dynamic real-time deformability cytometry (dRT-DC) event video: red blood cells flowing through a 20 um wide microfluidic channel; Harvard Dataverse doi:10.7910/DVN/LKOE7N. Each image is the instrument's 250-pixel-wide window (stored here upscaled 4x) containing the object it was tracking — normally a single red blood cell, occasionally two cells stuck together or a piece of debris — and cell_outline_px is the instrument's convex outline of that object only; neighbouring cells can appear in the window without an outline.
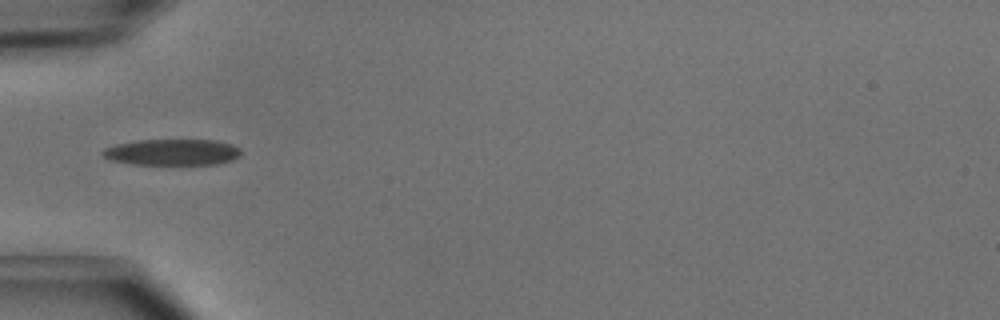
{"species": "common noctule bat (a hibernating species)", "species_latin": "Nyctalus noctula", "temperature_condition": "cold", "stored_images_in_passage": 4, "camera_frame_rate_fps": 3000, "um_per_image_px": 0.085, "animal": {"sex": "male", "body_mass_g": 15.6}, "frame": {"image": 1, "passage_image": 4, "time_ms": 1.0, "image_size_px": [1000, 320], "cell_outline_px": [[240, 156], [232, 160], [216, 164], [132, 164], [112, 160], [104, 156], [100, 152], [104, 148], [116, 144], [136, 140], [216, 140], [232, 144], [240, 148]], "centroid_in_image_um": [14.65, 12.93], "position_along_channel_um": 70.4, "area_um2": 21.1}}